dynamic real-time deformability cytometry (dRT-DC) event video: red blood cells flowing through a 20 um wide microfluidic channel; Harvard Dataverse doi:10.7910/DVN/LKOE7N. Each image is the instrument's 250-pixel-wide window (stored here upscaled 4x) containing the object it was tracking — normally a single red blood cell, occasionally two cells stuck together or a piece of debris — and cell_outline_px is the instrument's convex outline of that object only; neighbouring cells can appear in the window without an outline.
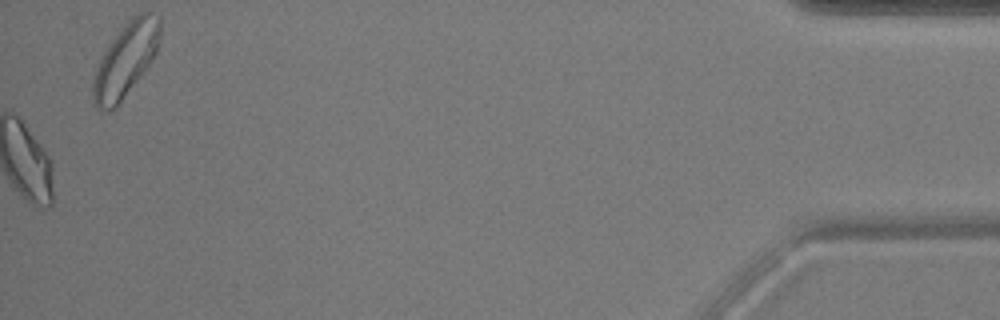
{"species": "common noctule bat (a hibernating species)", "species_latin": "Nyctalus noctula", "temperature_condition": "warm", "stored_images_in_passage": 40, "camera_frame_rate_fps": 3000, "um_per_image_px": 0.085, "animal": {"sex": "male", "body_mass_g": 17.9, "forearm_length_mm": 54.2}, "frame": {"image": 1, "passage_image": 40, "time_ms": 13.0, "image_size_px": [1000, 320], "cell_outline_px": [[160, 40], [156, 52], [152, 60], [116, 108], [108, 112], [96, 108], [92, 100], [92, 84], [100, 56], [108, 44], [128, 20], [132, 16], [140, 12], [148, 12], [160, 20]], "centroid_in_image_um": [10.65, 5.12], "position_along_channel_um": 424.6, "area_um2": 28.73}, "authors_computed_cell_mechanics": {"area_um2": 18.9584, "velocity_mm_per_s": 3.7385, "shape_relaxation_time_tau1_ms": 2.9338, "shape_relaxation_time_tau2_ms": 2.4388, "deformation_change_tau1": 0.135, "deformation_change_tau2": 0.0593}}